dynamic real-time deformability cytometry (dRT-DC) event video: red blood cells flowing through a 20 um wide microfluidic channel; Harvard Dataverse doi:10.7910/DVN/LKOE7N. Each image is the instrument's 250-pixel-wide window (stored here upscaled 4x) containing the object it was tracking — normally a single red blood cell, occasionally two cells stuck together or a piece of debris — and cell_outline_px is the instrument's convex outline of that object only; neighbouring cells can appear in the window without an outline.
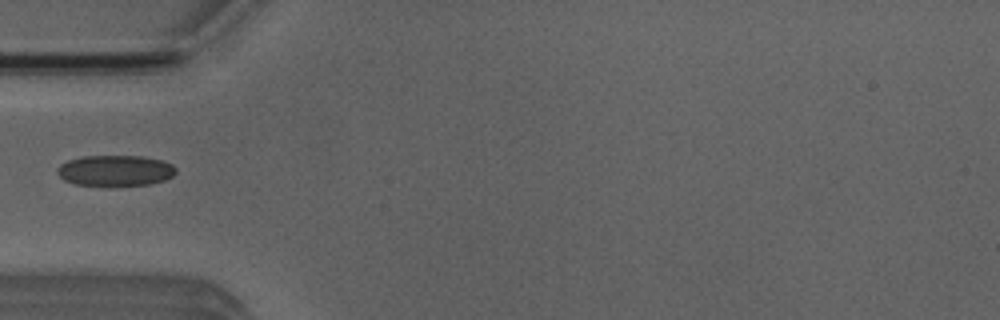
{"species": "Egyptian fruit bat (a non-hibernating species)", "species_latin": "Rousettus aegyptiacus", "temperature_condition": "room temperature", "stored_images_in_passage": 5, "camera_frame_rate_fps": 3000, "um_per_image_px": 0.085, "animal": {"sex": "male"}, "frame": {"image": 1, "passage_image": 4, "time_ms": 4.333, "image_size_px": [1000, 320], "cell_outline_px": [[176, 172], [172, 176], [164, 180], [148, 184], [72, 184], [64, 180], [56, 172], [56, 168], [60, 164], [68, 160], [84, 156], [144, 156], [164, 160], [172, 164], [176, 168]], "centroid_in_image_um": [9.8, 14.47], "position_along_channel_um": 75.2, "area_um2": 21.04}}